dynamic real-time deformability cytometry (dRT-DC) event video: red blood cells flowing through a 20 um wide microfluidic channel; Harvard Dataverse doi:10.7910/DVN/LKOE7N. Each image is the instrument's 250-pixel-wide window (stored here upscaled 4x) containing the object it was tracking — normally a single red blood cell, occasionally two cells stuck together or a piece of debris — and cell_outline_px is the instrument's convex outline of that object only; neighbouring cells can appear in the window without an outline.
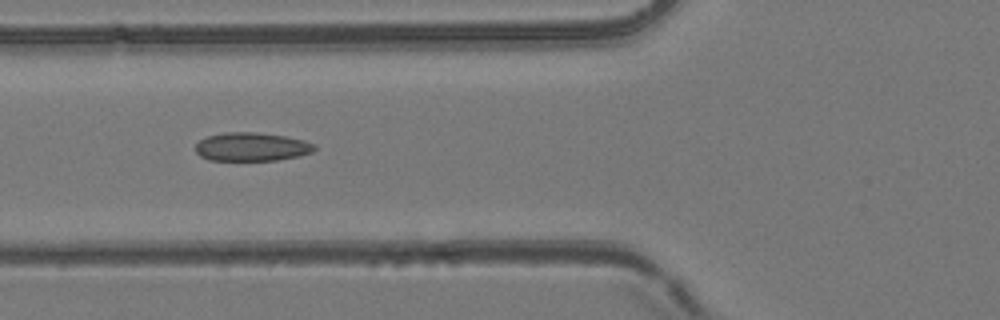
{"species": "common noctule bat (a hibernating species)", "species_latin": "Nyctalus noctula", "temperature_condition": "room temperature", "stored_images_in_passage": 7, "camera_frame_rate_fps": 3000, "um_per_image_px": 0.085, "animal": {"sex": "female", "body_mass_g": 24.6, "forearm_length_mm": 56.2}, "frame": {"image": 1, "passage_image": 5, "time_ms": 1.333, "image_size_px": [1000, 320], "cell_outline_px": [[316, 148], [312, 152], [300, 156], [276, 160], [208, 160], [200, 156], [196, 152], [196, 144], [200, 140], [208, 136], [224, 132], [256, 132], [284, 136], [304, 140], [316, 144]], "centroid_in_image_um": [21.4, 12.48], "position_along_channel_um": 104.4, "area_um2": 19.83}}
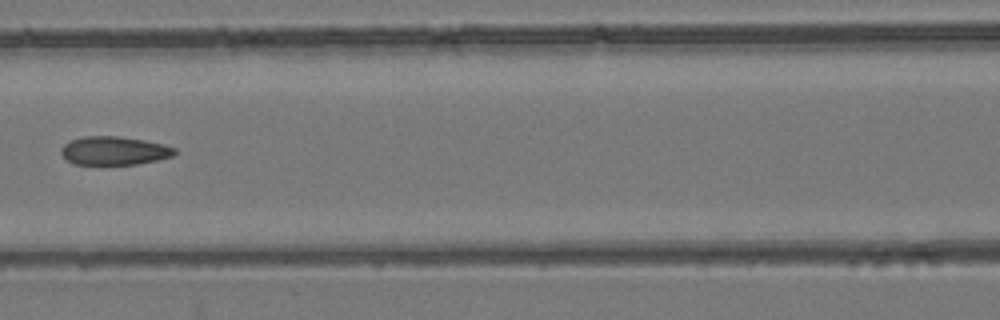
{"frame": {"image": 2, "passage_image": 6, "time_ms": 1.667, "image_size_px": [1000, 320], "cell_outline_px": [[176, 152], [172, 156], [156, 160], [136, 164], [72, 164], [60, 152], [60, 148], [64, 144], [72, 140], [84, 136], [120, 136], [144, 140], [164, 144], [176, 148]], "centroid_in_image_um": [9.7, 12.8], "position_along_channel_um": 156.9, "area_um2": 18.79}}
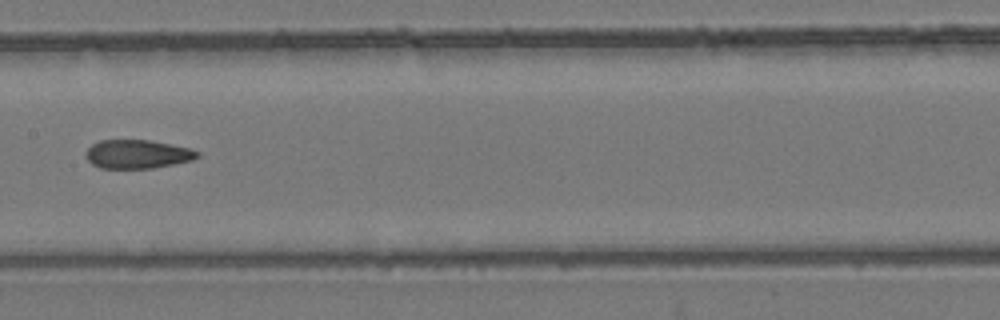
{"frame": {"image": 3, "passage_image": 7, "time_ms": 2.0, "image_size_px": [1000, 320], "cell_outline_px": [[200, 156], [192, 160], [152, 168], [100, 168], [92, 164], [84, 156], [84, 152], [92, 144], [100, 140], [148, 140], [192, 148], [200, 152]], "centroid_in_image_um": [11.67, 13.1], "position_along_channel_um": 195.7, "area_um2": 18.73}}